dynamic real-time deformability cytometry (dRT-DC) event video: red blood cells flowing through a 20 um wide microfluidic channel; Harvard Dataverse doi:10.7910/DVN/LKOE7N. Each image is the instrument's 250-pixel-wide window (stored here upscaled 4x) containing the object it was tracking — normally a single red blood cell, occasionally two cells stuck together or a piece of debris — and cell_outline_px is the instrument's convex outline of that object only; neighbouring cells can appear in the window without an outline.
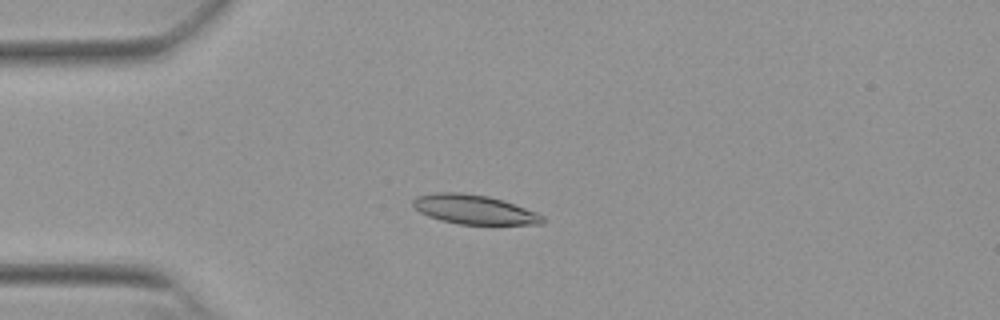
{"species": "Egyptian fruit bat (a non-hibernating species)", "species_latin": "Rousettus aegyptiacus", "temperature_condition": "warm", "stored_images_in_passage": 53, "camera_frame_rate_fps": 3000, "um_per_image_px": 0.085, "animal": {"sex": "female"}, "frame": {"image": 1, "passage_image": 14, "time_ms": 4.333, "image_size_px": [1000, 320], "cell_outline_px": [[544, 224], [460, 224], [440, 220], [428, 216], [420, 212], [412, 204], [412, 200], [416, 196], [436, 192], [460, 192], [488, 196], [504, 200], [536, 212], [544, 216]], "centroid_in_image_um": [40.29, 17.8], "position_along_channel_um": 44.7, "area_um2": 22.14}}
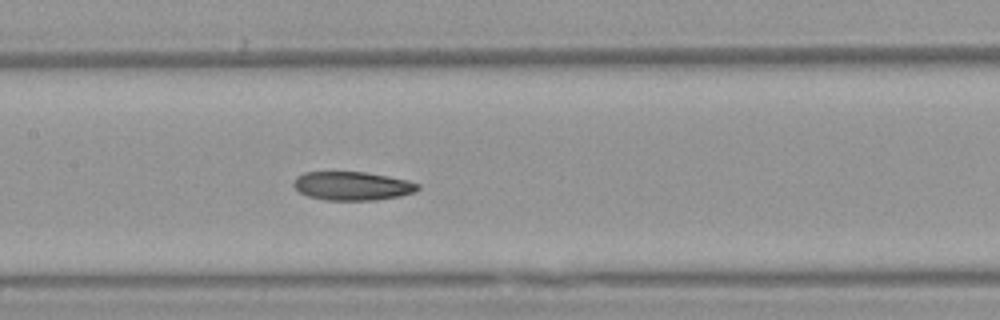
{"frame": {"image": 2, "passage_image": 26, "time_ms": 8.333, "image_size_px": [1000, 320], "cell_outline_px": [[420, 188], [416, 192], [400, 196], [376, 200], [324, 200], [308, 196], [300, 192], [292, 184], [296, 176], [304, 172], [364, 172], [388, 176], [408, 180], [420, 184]], "centroid_in_image_um": [29.96, 15.8], "position_along_channel_um": 177.4, "area_um2": 20.87}}
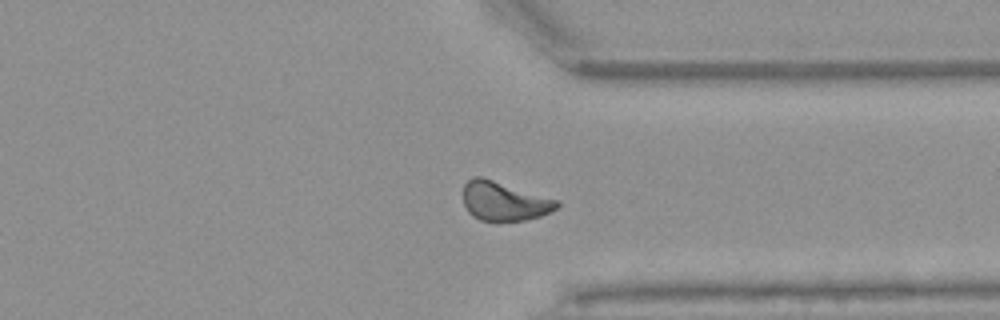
{"frame": {"image": 3, "passage_image": 41, "time_ms": 13.333, "image_size_px": [1000, 320], "cell_outline_px": [[560, 204], [556, 208], [540, 216], [524, 220], [480, 220], [472, 216], [468, 212], [464, 204], [464, 184], [472, 176], [480, 176], [560, 200]], "centroid_in_image_um": [42.84, 17.08], "position_along_channel_um": 368.6, "area_um2": 21.15}, "authors_computed_cell_mechanics": {"area_um2": 21.386, "velocity_mm_per_s": 3.851, "shape_relaxation_time_tau1_ms": 7.848, "shape_relaxation_time_tau2_ms": 5.3623, "deformation_change_tau1": 0.1782, "deformation_change_tau2": 0.1215}}